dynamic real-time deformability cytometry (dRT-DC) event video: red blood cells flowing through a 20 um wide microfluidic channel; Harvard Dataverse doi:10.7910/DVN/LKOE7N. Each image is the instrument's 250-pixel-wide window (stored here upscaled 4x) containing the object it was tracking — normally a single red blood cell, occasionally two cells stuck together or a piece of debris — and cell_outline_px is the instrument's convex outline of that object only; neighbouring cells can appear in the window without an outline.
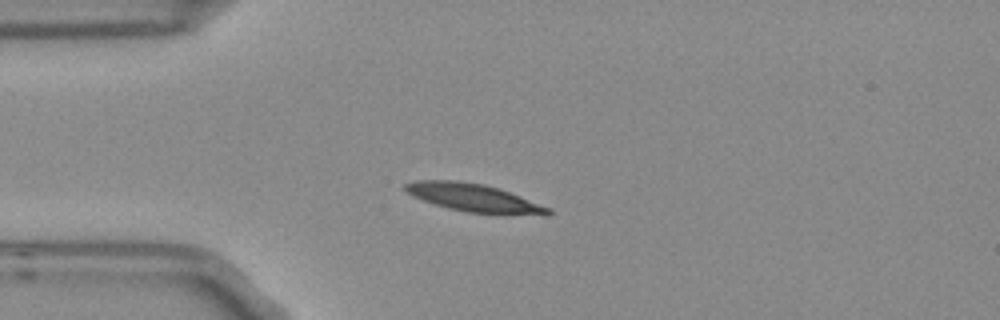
{"species": "Egyptian fruit bat (a non-hibernating species)", "species_latin": "Rousettus aegyptiacus", "temperature_condition": "room temperature", "stored_images_in_passage": 8, "camera_frame_rate_fps": 3000, "um_per_image_px": 0.085, "frame": {"image": 1, "passage_image": 2, "time_ms": 0.333, "image_size_px": [1000, 320], "cell_outline_px": [[552, 212], [548, 216], [544, 216], [468, 212], [448, 208], [412, 196], [404, 188], [404, 184], [416, 180], [456, 180], [484, 184], [500, 188], [552, 208]], "centroid_in_image_um": [40.36, 16.81], "position_along_channel_um": 44.6, "area_um2": 23.41}}
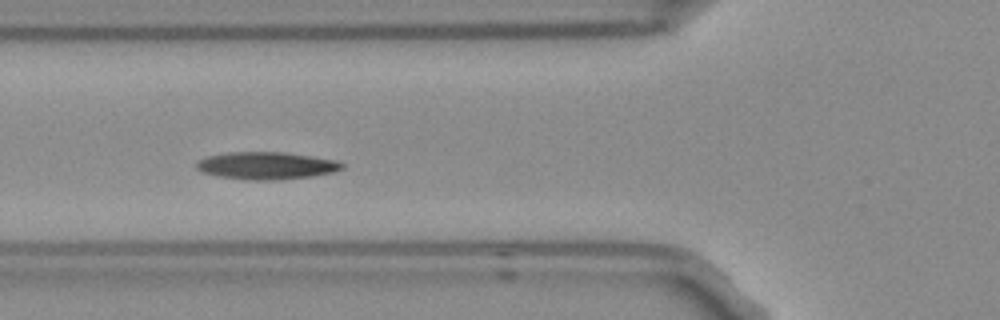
{"frame": {"image": 2, "passage_image": 4, "time_ms": 1.0, "image_size_px": [1000, 320], "cell_outline_px": [[344, 168], [332, 172], [312, 176], [276, 180], [248, 180], [216, 176], [204, 172], [196, 168], [196, 160], [208, 156], [232, 152], [284, 152], [336, 160], [344, 164]], "centroid_in_image_um": [22.63, 14.08], "position_along_channel_um": 103.2, "area_um2": 23.18}}
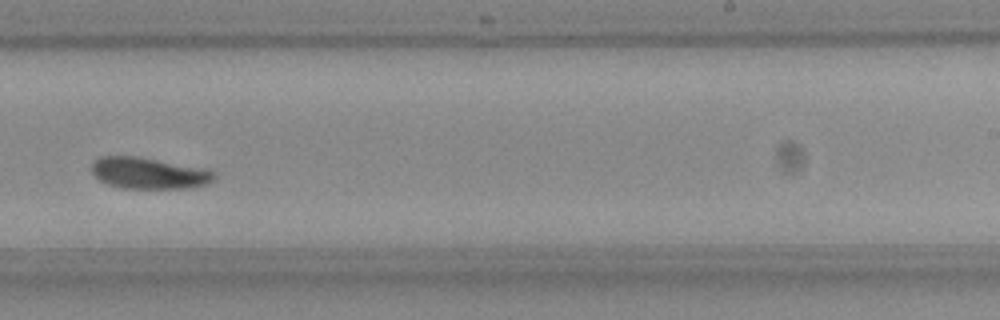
{"frame": {"image": 3, "passage_image": 8, "time_ms": 2.333, "image_size_px": [1000, 320], "cell_outline_px": [[216, 176], [212, 180], [204, 184], [192, 188], [124, 188], [108, 184], [100, 180], [92, 172], [92, 164], [100, 156], [136, 156], [212, 172]], "centroid_in_image_um": [12.54, 14.73], "position_along_channel_um": 276.5, "area_um2": 21.44}}